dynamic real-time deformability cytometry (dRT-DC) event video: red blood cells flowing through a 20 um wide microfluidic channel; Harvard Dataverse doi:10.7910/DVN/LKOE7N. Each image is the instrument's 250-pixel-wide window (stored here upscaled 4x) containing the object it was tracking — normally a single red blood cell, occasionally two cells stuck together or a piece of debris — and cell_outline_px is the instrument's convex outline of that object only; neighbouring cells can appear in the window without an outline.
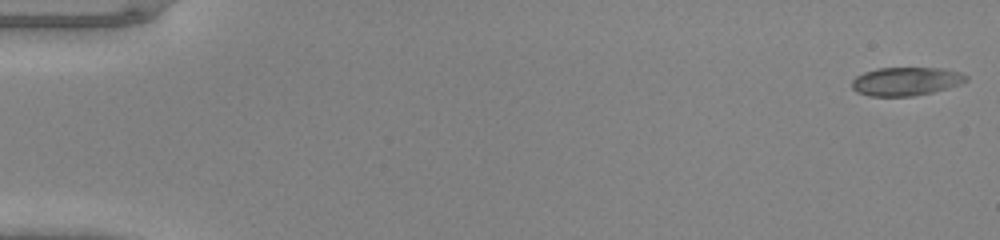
{"species": "common noctule bat (a hibernating species)", "species_latin": "Nyctalus noctula", "temperature_condition": "warm", "stored_images_in_passage": 48, "camera_frame_rate_fps": 3000, "um_per_image_px": 0.085, "animal": {"sex": "male", "body_mass_g": 20.0, "forearm_length_mm": 53.3}, "frame": {"image": 1, "passage_image": 1, "time_ms": 0.0, "image_size_px": [1000, 240], "cell_outline_px": [[968, 80], [960, 84], [948, 88], [932, 92], [912, 96], [868, 96], [856, 92], [852, 88], [852, 80], [856, 76], [864, 72], [876, 68], [944, 68], [960, 72], [968, 76]], "centroid_in_image_um": [77.0, 6.91], "position_along_channel_um": 8.0, "area_um2": 19.07}}
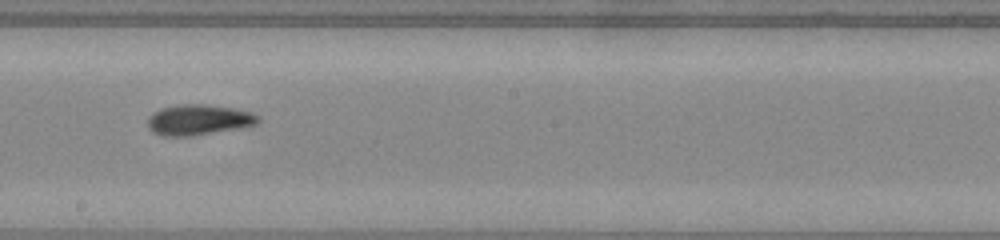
{"frame": {"image": 2, "passage_image": 28, "time_ms": 9.0, "image_size_px": [1000, 240], "cell_outline_px": [[260, 120], [256, 124], [240, 128], [192, 136], [164, 136], [152, 132], [148, 128], [148, 116], [160, 108], [180, 104], [204, 104], [232, 108], [252, 112], [260, 116]], "centroid_in_image_um": [16.87, 10.18], "position_along_channel_um": 231.3, "area_um2": 19.77}}
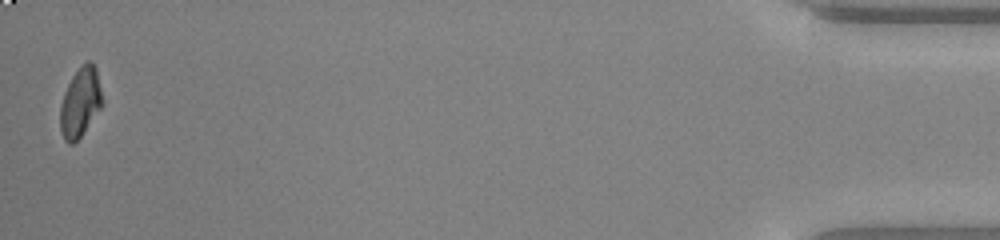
{"frame": {"image": 3, "passage_image": 48, "time_ms": 15.667, "image_size_px": [1000, 240], "cell_outline_px": [[104, 104], [80, 136], [72, 144], [68, 144], [64, 140], [60, 128], [60, 104], [64, 92], [72, 76], [88, 60], [96, 68], [104, 100]], "centroid_in_image_um": [6.83, 8.71], "position_along_channel_um": 428.4, "area_um2": 16.94}}